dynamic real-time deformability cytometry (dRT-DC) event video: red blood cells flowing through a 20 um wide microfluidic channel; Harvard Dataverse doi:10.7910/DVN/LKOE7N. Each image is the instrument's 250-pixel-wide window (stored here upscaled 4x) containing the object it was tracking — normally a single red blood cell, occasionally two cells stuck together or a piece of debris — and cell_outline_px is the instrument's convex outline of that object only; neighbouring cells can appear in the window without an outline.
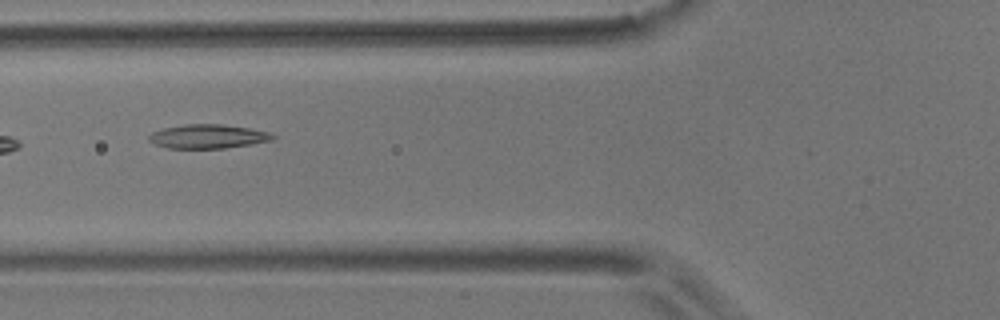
{"species": "common noctule bat (a hibernating species)", "species_latin": "Nyctalus noctula", "temperature_condition": "room temperature", "stored_images_in_passage": 6, "camera_frame_rate_fps": 3000, "um_per_image_px": 0.085, "animal": {"sex": "male", "body_mass_g": 17.9}, "frame": {"image": 1, "passage_image": 5, "time_ms": 1.333, "image_size_px": [1000, 320], "cell_outline_px": [[276, 136], [272, 140], [224, 148], [168, 148], [156, 144], [148, 140], [148, 136], [152, 132], [164, 128], [184, 124], [220, 124], [248, 128], [268, 132]], "centroid_in_image_um": [17.64, 11.59], "position_along_channel_um": 108.2, "area_um2": 17.05}}